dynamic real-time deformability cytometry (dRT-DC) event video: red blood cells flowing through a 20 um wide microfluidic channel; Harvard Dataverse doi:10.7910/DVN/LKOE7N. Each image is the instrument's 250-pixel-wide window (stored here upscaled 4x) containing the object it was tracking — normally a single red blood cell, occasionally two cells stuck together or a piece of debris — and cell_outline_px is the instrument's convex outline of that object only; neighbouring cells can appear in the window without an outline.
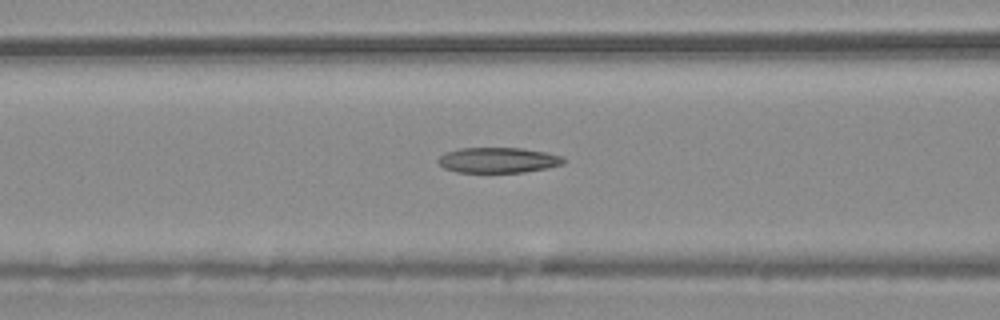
{"species": "common noctule bat (a hibernating species)", "species_latin": "Nyctalus noctula", "temperature_condition": "warm", "stored_images_in_passage": 54, "camera_frame_rate_fps": 3000, "um_per_image_px": 0.085, "animal": {"sex": "male", "body_mass_g": 20.4}, "frame": {"image": 1, "passage_image": 22, "time_ms": 7.0, "image_size_px": [1000, 320], "cell_outline_px": [[564, 164], [548, 168], [524, 172], [456, 172], [444, 168], [436, 160], [444, 152], [460, 148], [524, 148], [544, 152], [560, 156], [564, 160]], "centroid_in_image_um": [42.31, 13.61], "position_along_channel_um": 124.3, "area_um2": 18.55}}
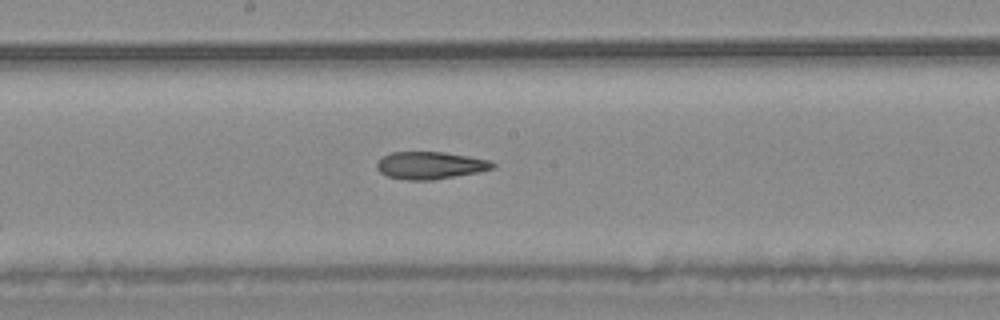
{"frame": {"image": 2, "passage_image": 29, "time_ms": 9.333, "image_size_px": [1000, 320], "cell_outline_px": [[496, 168], [480, 172], [432, 180], [408, 180], [388, 176], [380, 172], [376, 168], [376, 164], [384, 156], [392, 152], [444, 152], [468, 156], [488, 160], [496, 164]], "centroid_in_image_um": [36.6, 14.06], "position_along_channel_um": 211.6, "area_um2": 18.44}}
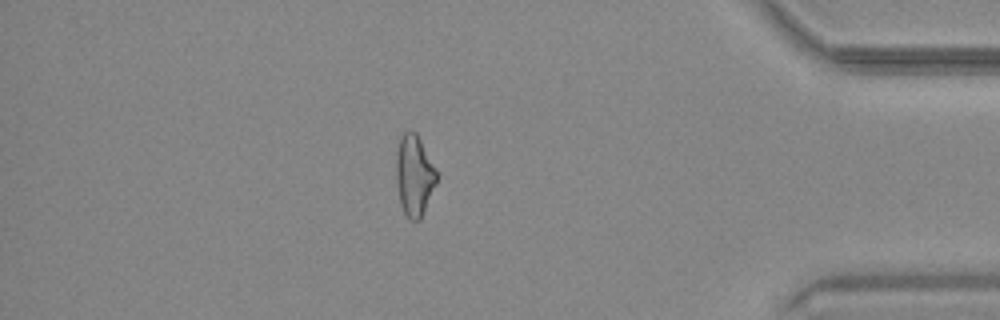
{"frame": {"image": 3, "passage_image": 47, "time_ms": 15.333, "image_size_px": [1000, 320], "cell_outline_px": [[436, 184], [424, 212], [420, 220], [408, 220], [400, 204], [396, 180], [396, 152], [400, 140], [404, 132], [416, 132], [436, 168]], "centroid_in_image_um": [35.21, 14.94], "position_along_channel_um": 400.0, "area_um2": 19.02}, "authors_computed_cell_mechanics": {"area_um2": 19.5075, "velocity_mm_per_s": 3.742, "shape_relaxation_time_tau1_ms": null, "shape_relaxation_time_tau2_ms": 7.688, "deformation_change_tau1": null, "deformation_change_tau2": 0.1991}}